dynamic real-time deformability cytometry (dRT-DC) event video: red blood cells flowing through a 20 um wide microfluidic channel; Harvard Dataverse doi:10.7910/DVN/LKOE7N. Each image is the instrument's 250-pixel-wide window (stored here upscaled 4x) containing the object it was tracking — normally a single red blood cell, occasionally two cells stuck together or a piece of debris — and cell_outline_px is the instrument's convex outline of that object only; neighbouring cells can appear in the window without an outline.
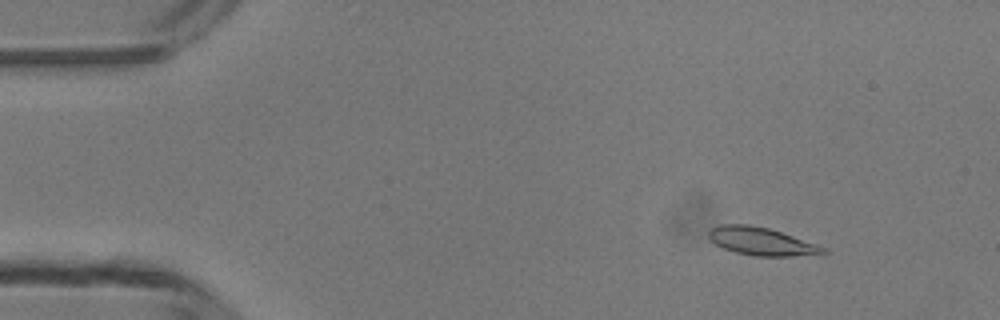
{"species": "common noctule bat (a hibernating species)", "species_latin": "Nyctalus noctula", "temperature_condition": "room temperature", "stored_images_in_passage": 5, "camera_frame_rate_fps": 3000, "um_per_image_px": 0.085, "animal": {"sex": "male", "body_mass_g": 13.3}, "frame": {"image": 1, "passage_image": 1, "time_ms": 0.0, "image_size_px": [1000, 320], "cell_outline_px": [[828, 252], [824, 256], [752, 256], [736, 252], [724, 248], [716, 244], [708, 236], [708, 232], [712, 228], [720, 224], [748, 224], [768, 228], [828, 248]], "centroid_in_image_um": [64.81, 20.54], "position_along_channel_um": 20.2, "area_um2": 18.79}}
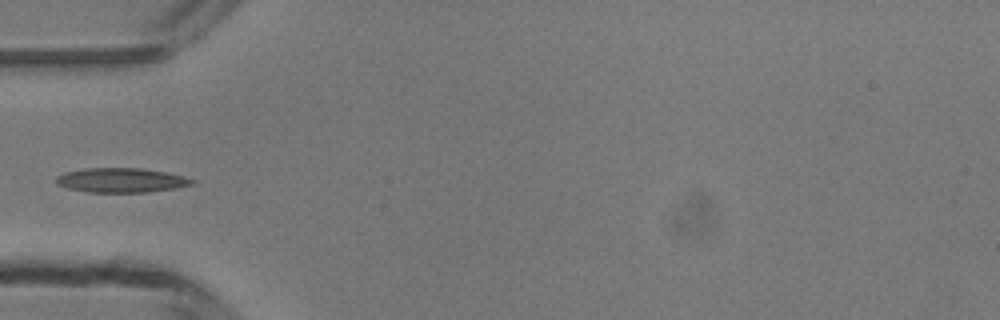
{"frame": {"image": 2, "passage_image": 4, "time_ms": 3.333, "image_size_px": [1000, 320], "cell_outline_px": [[196, 184], [148, 192], [88, 192], [68, 188], [56, 184], [56, 176], [64, 172], [88, 168], [140, 168], [164, 172], [184, 176], [196, 180]], "centroid_in_image_um": [10.3, 15.32], "position_along_channel_um": 74.7, "area_um2": 19.31}}
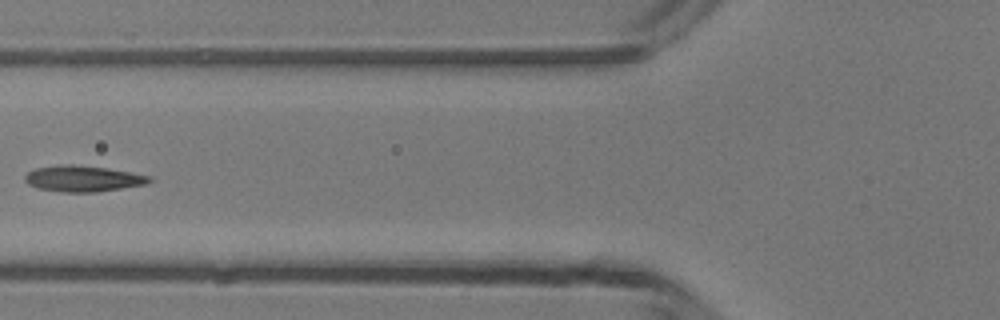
{"frame": {"image": 3, "passage_image": 5, "time_ms": 4.333, "image_size_px": [1000, 320], "cell_outline_px": [[152, 180], [148, 184], [96, 192], [64, 192], [40, 188], [28, 184], [24, 180], [24, 176], [28, 172], [36, 168], [60, 164], [72, 164], [108, 168], [132, 172], [152, 176]], "centroid_in_image_um": [7.09, 15.17], "position_along_channel_um": 118.7, "area_um2": 18.96}}